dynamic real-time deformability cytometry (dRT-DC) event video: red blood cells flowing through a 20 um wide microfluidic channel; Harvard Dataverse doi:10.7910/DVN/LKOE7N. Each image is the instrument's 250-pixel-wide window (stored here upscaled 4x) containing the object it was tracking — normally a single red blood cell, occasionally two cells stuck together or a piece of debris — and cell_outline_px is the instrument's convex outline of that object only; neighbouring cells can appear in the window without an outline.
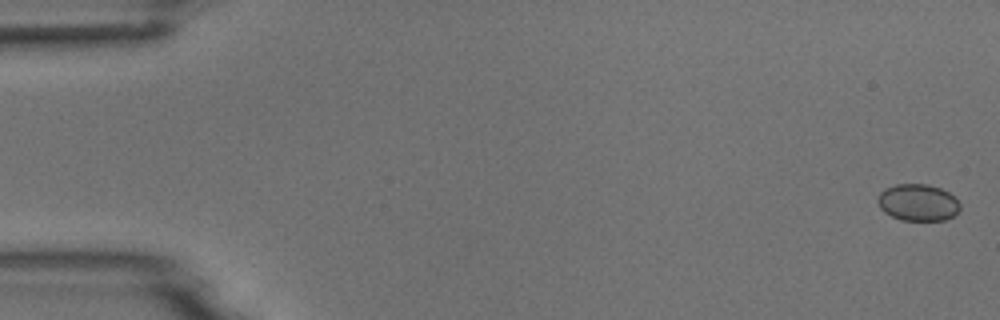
{"species": "common noctule bat (a hibernating species)", "species_latin": "Nyctalus noctula", "temperature_condition": "room temperature", "stored_images_in_passage": 7, "camera_frame_rate_fps": 3000, "um_per_image_px": 0.085, "animal": {"sex": "male", "body_mass_g": 18.8}, "frame": {"image": 1, "passage_image": 1, "time_ms": 0.0, "image_size_px": [1000, 320], "cell_outline_px": [[960, 208], [952, 216], [944, 220], [900, 220], [884, 212], [880, 208], [876, 200], [880, 192], [884, 188], [896, 184], [928, 184], [940, 188], [956, 196], [960, 204]], "centroid_in_image_um": [78.01, 17.2], "position_along_channel_um": 7.0, "area_um2": 17.8}}
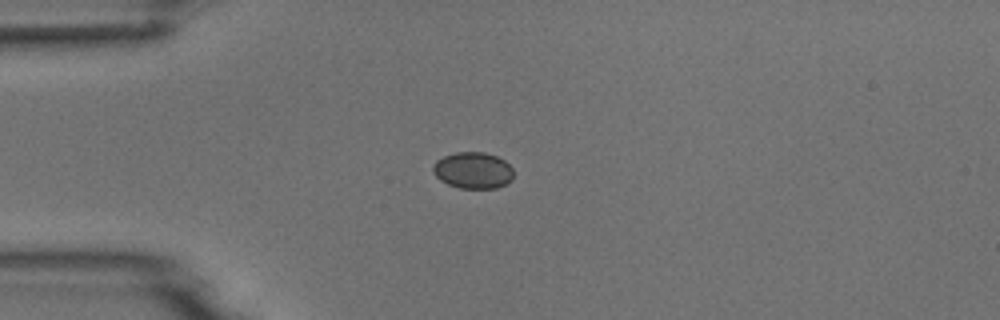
{"frame": {"image": 2, "passage_image": 4, "time_ms": 4.333, "image_size_px": [1000, 320], "cell_outline_px": [[512, 180], [496, 188], [460, 188], [448, 184], [440, 180], [432, 172], [432, 168], [436, 160], [444, 156], [456, 152], [484, 152], [496, 156], [504, 160], [512, 168]], "centroid_in_image_um": [40.18, 14.48], "position_along_channel_um": 44.8, "area_um2": 17.05}}
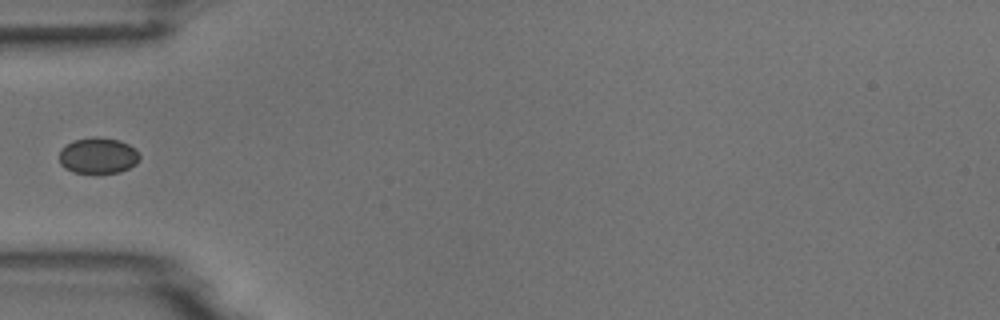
{"frame": {"image": 3, "passage_image": 5, "time_ms": 5.667, "image_size_px": [1000, 320], "cell_outline_px": [[140, 160], [136, 164], [120, 172], [96, 176], [72, 172], [64, 168], [60, 164], [60, 148], [72, 140], [92, 136], [96, 136], [120, 140], [128, 144], [140, 156]], "centroid_in_image_um": [8.3, 13.26], "position_along_channel_um": 76.7, "area_um2": 17.57}}